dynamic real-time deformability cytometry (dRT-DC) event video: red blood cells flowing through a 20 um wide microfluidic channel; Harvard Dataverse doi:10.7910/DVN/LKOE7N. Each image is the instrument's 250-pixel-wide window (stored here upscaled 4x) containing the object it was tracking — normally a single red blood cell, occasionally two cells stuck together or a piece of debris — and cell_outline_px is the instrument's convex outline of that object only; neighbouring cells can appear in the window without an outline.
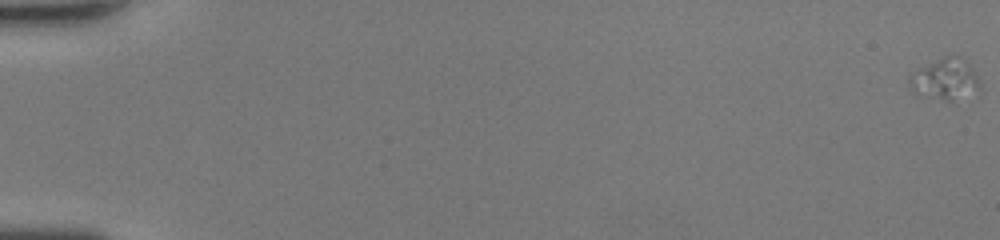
{"species": "human", "species_latin": "Homo sapiens", "temperature_condition": "room temperature", "stored_images_in_passage": 52, "camera_frame_rate_fps": 3000, "um_per_image_px": 0.085, "donor": {"sex": "female"}, "frame": {"image": 1, "passage_image": 1, "time_ms": 0.0, "image_size_px": [1000, 240], "cell_outline_px": [[980, 88], [956, 104], [916, 96], [908, 88], [908, 76], [912, 72], [944, 56], [948, 56], [972, 68], [980, 84]], "centroid_in_image_um": [80.24, 6.88], "position_along_channel_um": 4.8, "area_um2": 17.17}}